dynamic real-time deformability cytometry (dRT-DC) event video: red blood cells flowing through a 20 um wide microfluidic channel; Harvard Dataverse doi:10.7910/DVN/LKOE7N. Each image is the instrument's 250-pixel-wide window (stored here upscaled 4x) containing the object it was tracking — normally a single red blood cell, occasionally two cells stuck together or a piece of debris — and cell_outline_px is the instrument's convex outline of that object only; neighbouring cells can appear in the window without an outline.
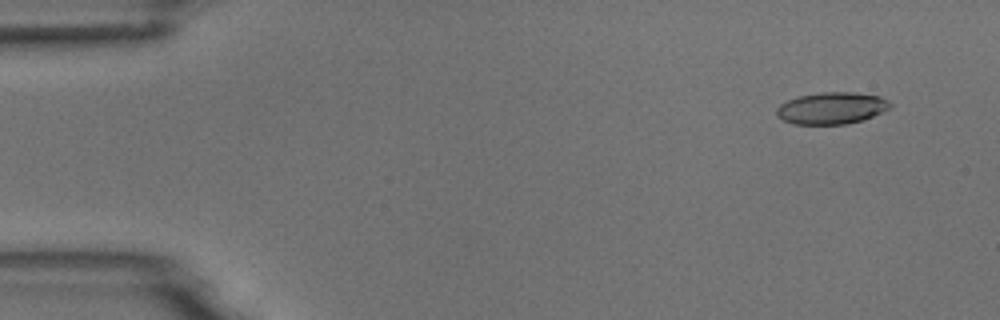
{"species": "common noctule bat (a hibernating species)", "species_latin": "Nyctalus noctula", "temperature_condition": "room temperature", "stored_images_in_passage": 5, "camera_frame_rate_fps": 3000, "um_per_image_px": 0.085, "animal": {"sex": "male", "body_mass_g": 18.8}, "frame": {"image": 1, "passage_image": 2, "time_ms": 1.0, "image_size_px": [1000, 320], "cell_outline_px": [[892, 104], [888, 108], [872, 116], [860, 120], [844, 124], [796, 124], [784, 120], [776, 112], [776, 108], [780, 104], [788, 100], [800, 96], [820, 92], [852, 92], [880, 96], [888, 100]], "centroid_in_image_um": [70.68, 9.18], "position_along_channel_um": 14.3, "area_um2": 20.69}}
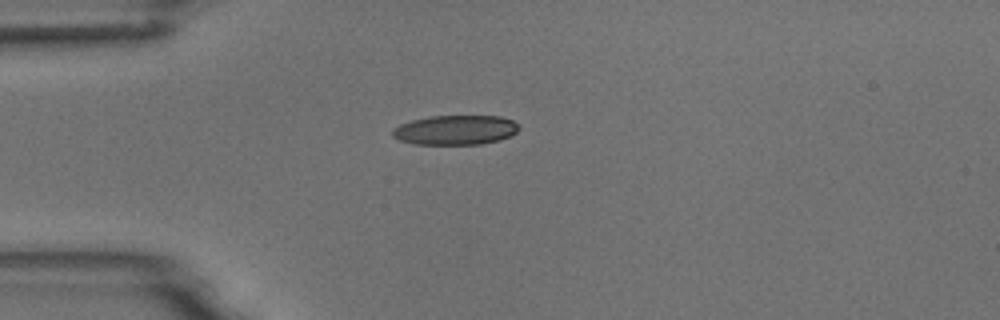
{"frame": {"image": 2, "passage_image": 5, "time_ms": 4.333, "image_size_px": [1000, 320], "cell_outline_px": [[520, 128], [512, 136], [500, 140], [480, 144], [416, 144], [400, 140], [392, 136], [392, 128], [400, 124], [412, 120], [432, 116], [500, 116], [512, 120], [520, 124]], "centroid_in_image_um": [38.74, 11.05], "position_along_channel_um": 46.3, "area_um2": 21.91}}